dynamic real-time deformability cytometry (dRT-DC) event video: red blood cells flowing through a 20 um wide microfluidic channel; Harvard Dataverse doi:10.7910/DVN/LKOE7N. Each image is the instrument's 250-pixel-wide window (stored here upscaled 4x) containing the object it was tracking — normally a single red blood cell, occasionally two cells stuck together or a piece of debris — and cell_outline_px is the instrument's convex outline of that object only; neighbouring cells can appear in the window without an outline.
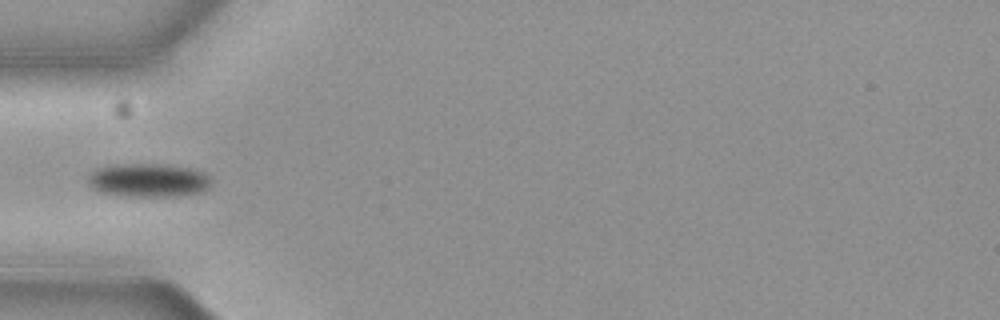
{"species": "common noctule bat (a hibernating species)", "species_latin": "Nyctalus noctula", "temperature_condition": "cold", "stored_images_in_passage": 39, "camera_frame_rate_fps": 3000, "um_per_image_px": 0.085, "animal": {"sex": "female", "body_mass_g": 19.3, "forearm_length_mm": 54.1}, "frame": {"image": 1, "passage_image": 1, "time_ms": 0.0, "image_size_px": [1000, 320], "cell_outline_px": [[212, 184], [204, 192], [180, 196], [128, 196], [104, 192], [92, 188], [88, 180], [88, 176], [96, 168], [116, 164], [164, 164], [192, 168], [204, 172], [212, 180]], "centroid_in_image_um": [12.68, 15.31], "position_along_channel_um": 72.3, "area_um2": 24.28}}
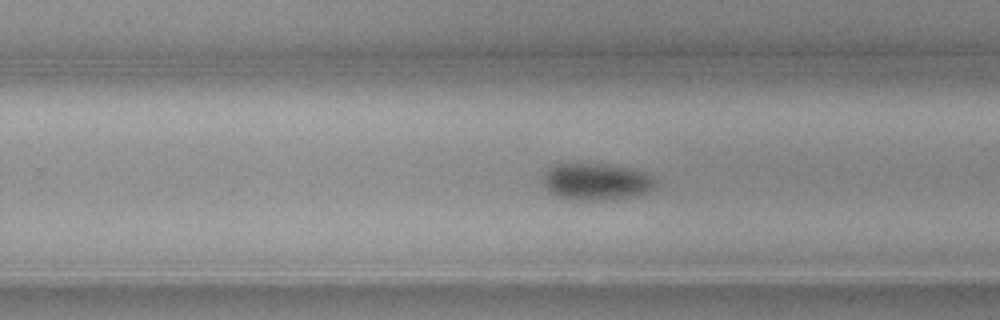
{"frame": {"image": 2, "passage_image": 18, "time_ms": 5.667, "image_size_px": [1000, 320], "cell_outline_px": [[656, 188], [640, 196], [616, 200], [564, 200], [556, 196], [544, 184], [544, 176], [556, 164], [600, 164], [624, 168], [644, 172], [652, 176], [656, 184]], "centroid_in_image_um": [50.76, 15.49], "position_along_channel_um": 279.0, "area_um2": 24.1}}
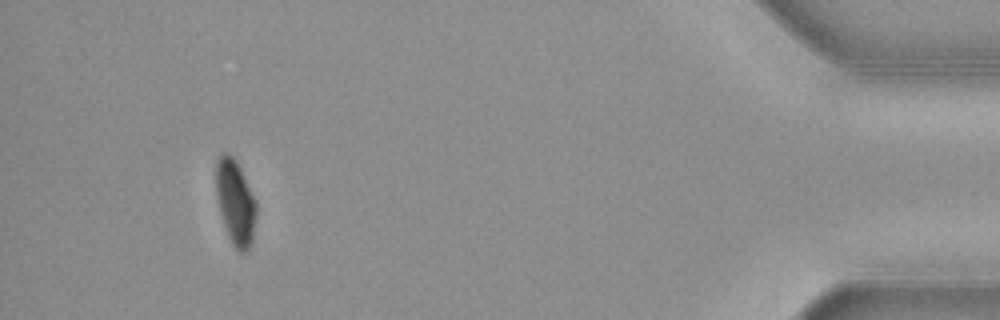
{"frame": {"image": 3, "passage_image": 35, "time_ms": 11.333, "image_size_px": [1000, 320], "cell_outline_px": [[256, 216], [252, 244], [248, 252], [240, 252], [232, 244], [224, 228], [220, 212], [216, 192], [216, 160], [220, 152], [228, 152], [236, 160], [256, 200]], "centroid_in_image_um": [20.0, 17.2], "position_along_channel_um": 415.2, "area_um2": 20.23}}